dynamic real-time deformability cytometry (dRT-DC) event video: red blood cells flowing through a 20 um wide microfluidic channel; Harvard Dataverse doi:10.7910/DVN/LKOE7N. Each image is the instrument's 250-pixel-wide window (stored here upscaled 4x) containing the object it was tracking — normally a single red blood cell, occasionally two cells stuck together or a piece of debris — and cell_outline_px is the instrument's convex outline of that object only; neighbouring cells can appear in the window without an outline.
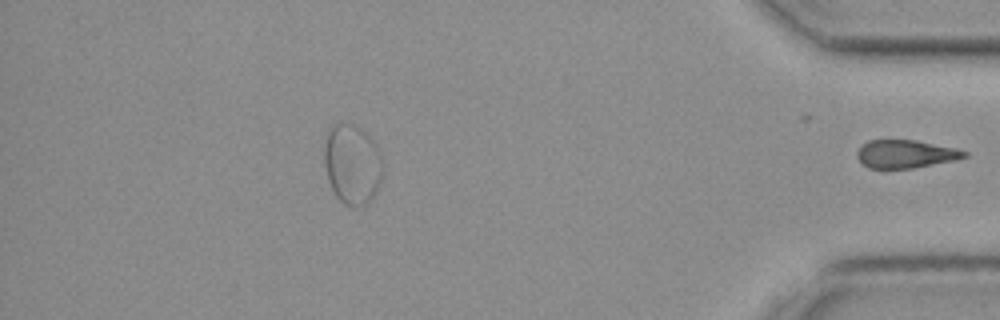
{"species": "common noctule bat (a hibernating species)", "species_latin": "Nyctalus noctula", "temperature_condition": "cold", "stored_images_in_passage": 50, "segment_of_instrument_passage": [2, 2], "camera_frame_rate_fps": 3000, "um_per_image_px": 0.085, "animal": {"sex": "female", "body_mass_g": 19.3, "forearm_length_mm": 54.1}, "frame": {"image": 1, "passage_image": 50, "time_ms": 16.333, "image_size_px": [1000, 320], "cell_outline_px": [[968, 156], [956, 160], [912, 168], [868, 168], [856, 156], [856, 152], [860, 144], [868, 140], [916, 140], [956, 148], [968, 152]], "centroid_in_image_um": [76.97, 13.08], "position_along_channel_um": 358.2, "area_um2": 17.63}}